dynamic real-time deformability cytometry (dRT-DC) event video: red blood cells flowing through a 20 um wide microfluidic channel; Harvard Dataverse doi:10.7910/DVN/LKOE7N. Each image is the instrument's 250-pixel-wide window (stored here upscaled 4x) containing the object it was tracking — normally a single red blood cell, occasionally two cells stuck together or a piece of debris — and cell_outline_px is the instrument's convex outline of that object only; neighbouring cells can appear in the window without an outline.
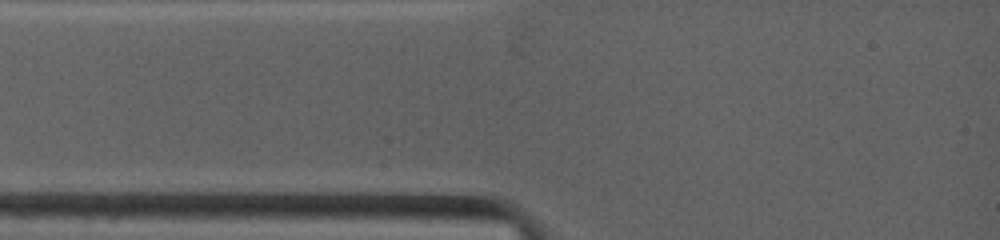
{"species": "common noctule bat (a hibernating species)", "species_latin": "Nyctalus noctula", "temperature_condition": "warm", "stored_images_in_passage": 1, "camera_frame_rate_fps": 4500, "um_per_image_px": 0.085, "animal": {"sex": "female", "body_mass_g": 19.0, "forearm_length_mm": 53.3}, "frame": {"image": 1, "passage_image": 1, "time_ms": 0.0, "image_size_px": [1000, 240], "cell_outline_px": [[916, 220], [912, 224], [896, 224], [840, 192], [880, 164], [908, 200], [912, 208]], "centroid_in_image_um": [74.94, 16.71], "position_along_channel_um": 10.1, "area_um2": 16.13}}